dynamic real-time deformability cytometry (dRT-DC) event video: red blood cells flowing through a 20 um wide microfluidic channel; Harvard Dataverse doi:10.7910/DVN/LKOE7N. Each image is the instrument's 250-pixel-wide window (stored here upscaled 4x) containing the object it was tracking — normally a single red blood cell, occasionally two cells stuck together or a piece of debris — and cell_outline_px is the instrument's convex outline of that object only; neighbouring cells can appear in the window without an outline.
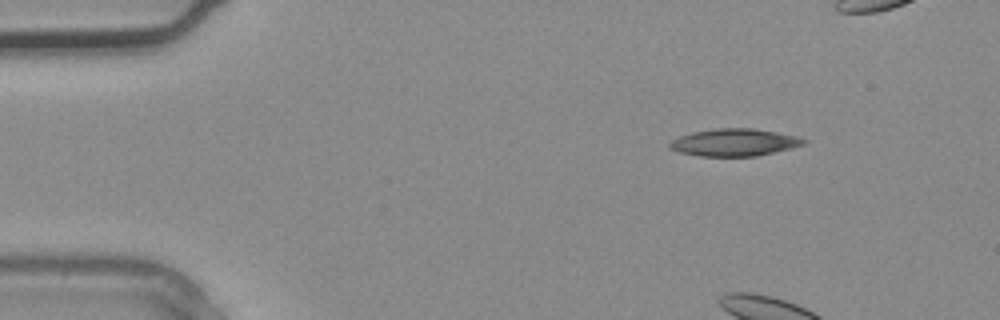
{"species": "common noctule bat (a hibernating species)", "species_latin": "Nyctalus noctula", "temperature_condition": "warm", "stored_images_in_passage": 3, "camera_frame_rate_fps": 3000, "um_per_image_px": 0.085, "animal": {"sex": "male", "body_mass_g": 20.4}, "frame": {"image": 1, "passage_image": 3, "time_ms": 0.667, "image_size_px": [1000, 320], "cell_outline_px": [[808, 140], [804, 144], [792, 148], [756, 156], [700, 156], [680, 152], [672, 148], [668, 144], [672, 140], [680, 136], [692, 132], [716, 128], [756, 128], [800, 136]], "centroid_in_image_um": [62.48, 12.09], "position_along_channel_um": 22.5, "area_um2": 21.39}}